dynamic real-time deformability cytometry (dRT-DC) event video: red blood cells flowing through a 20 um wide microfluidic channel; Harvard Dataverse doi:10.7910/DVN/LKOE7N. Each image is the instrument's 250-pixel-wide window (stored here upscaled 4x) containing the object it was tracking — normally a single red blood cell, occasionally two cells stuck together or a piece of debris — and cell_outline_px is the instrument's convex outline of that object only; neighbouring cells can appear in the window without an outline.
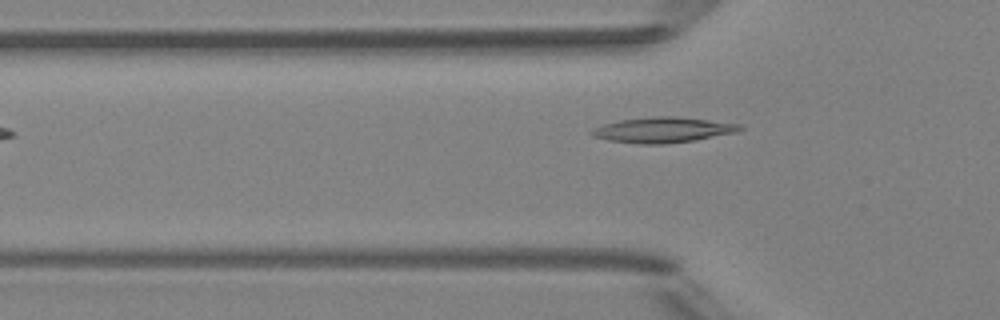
{"species": "Egyptian fruit bat (a non-hibernating species)", "species_latin": "Rousettus aegyptiacus", "temperature_condition": "room temperature", "stored_images_in_passage": 5, "camera_frame_rate_fps": 3000, "um_per_image_px": 0.085, "animal": {"sex": "female"}, "frame": {"image": 1, "passage_image": 5, "time_ms": 4.667, "image_size_px": [1000, 320], "cell_outline_px": [[744, 128], [736, 132], [696, 140], [664, 144], [640, 144], [608, 140], [592, 136], [588, 132], [604, 124], [620, 120], [652, 116], [672, 116], [708, 120], [740, 124]], "centroid_in_image_um": [56.34, 11.04], "position_along_channel_um": 69.5, "area_um2": 21.79}}